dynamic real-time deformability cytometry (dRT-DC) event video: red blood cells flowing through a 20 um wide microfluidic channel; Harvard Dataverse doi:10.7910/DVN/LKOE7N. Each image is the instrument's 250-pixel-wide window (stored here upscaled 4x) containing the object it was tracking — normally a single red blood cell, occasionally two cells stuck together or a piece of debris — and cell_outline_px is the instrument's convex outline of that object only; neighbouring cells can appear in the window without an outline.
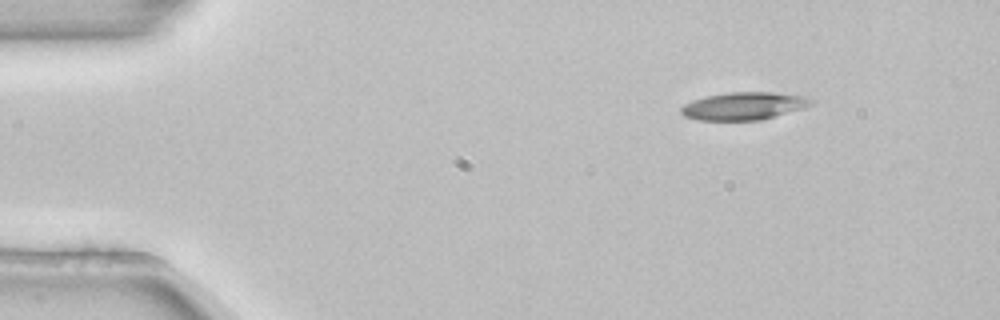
{"species": "common noctule bat (a hibernating species)", "species_latin": "Nyctalus noctula", "temperature_condition": "room temperature", "stored_images_in_passage": 3, "camera_frame_rate_fps": 3000, "um_per_image_px": 0.085, "animal": {"sex": "female", "body_mass_g": 22.7, "forearm_length_mm": 54.2}, "frame": {"image": 1, "passage_image": 1, "time_ms": 0.0, "image_size_px": [1000, 320], "cell_outline_px": [[816, 100], [812, 104], [804, 108], [760, 120], [696, 120], [684, 116], [680, 112], [680, 108], [684, 104], [692, 100], [704, 96], [728, 92], [772, 92], [804, 96]], "centroid_in_image_um": [63.2, 9.0], "position_along_channel_um": 21.8, "area_um2": 21.1}}
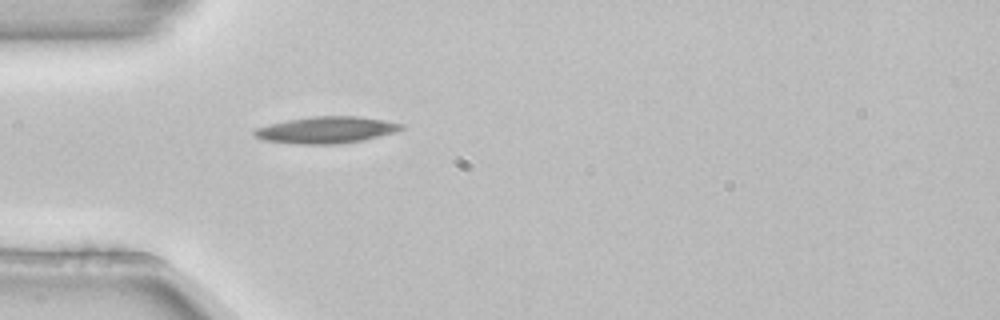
{"frame": {"image": 2, "passage_image": 3, "time_ms": 0.667, "image_size_px": [1000, 320], "cell_outline_px": [[404, 128], [396, 132], [364, 140], [336, 144], [300, 144], [264, 140], [252, 136], [252, 132], [256, 128], [268, 124], [288, 120], [312, 116], [360, 116], [384, 120], [404, 124]], "centroid_in_image_um": [27.74, 11.04], "position_along_channel_um": 57.3, "area_um2": 22.95}}